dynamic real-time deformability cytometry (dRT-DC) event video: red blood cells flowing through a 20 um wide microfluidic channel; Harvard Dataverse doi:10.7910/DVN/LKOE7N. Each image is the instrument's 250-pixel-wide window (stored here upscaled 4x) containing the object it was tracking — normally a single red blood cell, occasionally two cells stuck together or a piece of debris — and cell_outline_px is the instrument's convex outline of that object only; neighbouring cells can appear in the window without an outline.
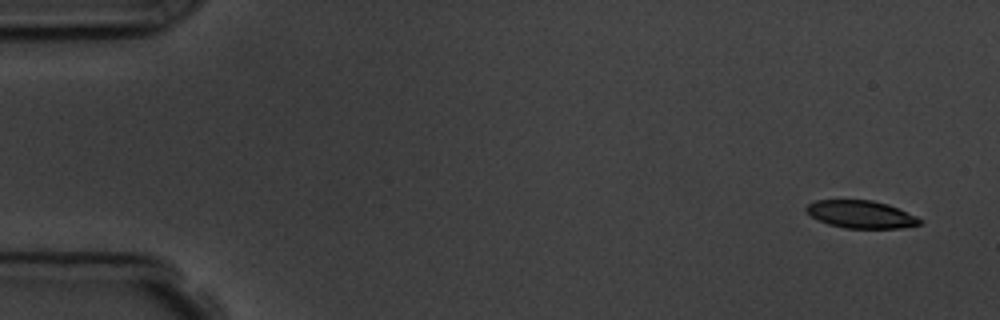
{"species": "common noctule bat (a hibernating species)", "species_latin": "Nyctalus noctula", "temperature_condition": "room temperature", "stored_images_in_passage": 4, "camera_frame_rate_fps": 3000, "um_per_image_px": 0.085, "animal": {"sex": "male", "body_mass_g": 19.5, "forearm_length_mm": 54.6}, "frame": {"image": 1, "passage_image": 1, "time_ms": 0.0, "image_size_px": [1000, 320], "cell_outline_px": [[924, 220], [920, 224], [900, 228], [844, 228], [828, 224], [812, 216], [804, 208], [808, 204], [816, 200], [872, 200], [888, 204], [916, 216]], "centroid_in_image_um": [73.2, 18.22], "position_along_channel_um": 11.8, "area_um2": 18.15}}
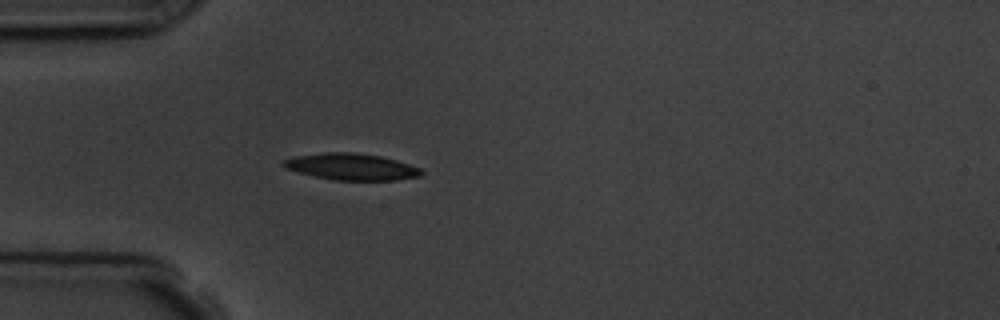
{"frame": {"image": 2, "passage_image": 4, "time_ms": 4.333, "image_size_px": [1000, 320], "cell_outline_px": [[424, 172], [420, 176], [396, 180], [336, 180], [316, 176], [284, 168], [280, 164], [284, 160], [296, 156], [324, 152], [352, 152], [380, 156], [396, 160], [420, 168]], "centroid_in_image_um": [29.87, 14.17], "position_along_channel_um": 55.1, "area_um2": 21.15}}